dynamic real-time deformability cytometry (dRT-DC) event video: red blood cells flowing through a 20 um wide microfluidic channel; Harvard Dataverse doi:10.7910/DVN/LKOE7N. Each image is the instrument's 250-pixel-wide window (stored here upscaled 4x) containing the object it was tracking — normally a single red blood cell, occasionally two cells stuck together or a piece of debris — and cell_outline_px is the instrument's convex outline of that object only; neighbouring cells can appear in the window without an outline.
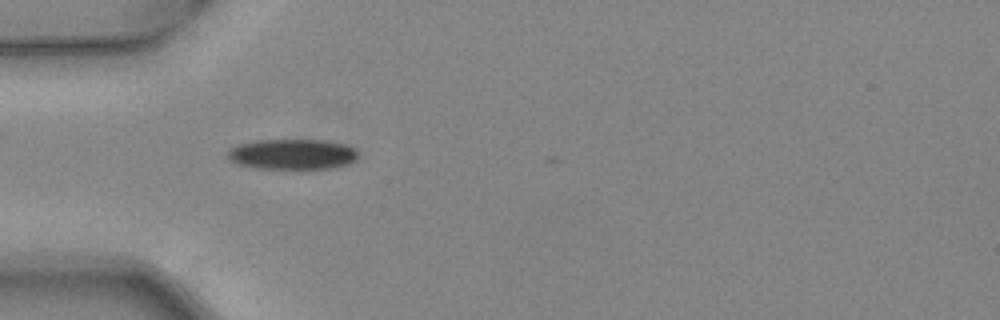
{"species": "common noctule bat (a hibernating species)", "species_latin": "Nyctalus noctula", "temperature_condition": "warm", "stored_images_in_passage": 13, "camera_frame_rate_fps": 3000, "um_per_image_px": 0.085, "animal": {"sex": "female", "body_mass_g": 24.6, "forearm_length_mm": 56.2}, "frame": {"image": 1, "passage_image": 6, "time_ms": 1.667, "image_size_px": [1000, 320], "cell_outline_px": [[356, 160], [348, 164], [336, 168], [256, 168], [236, 164], [228, 160], [228, 148], [236, 144], [256, 140], [324, 140], [344, 144], [356, 148]], "centroid_in_image_um": [24.81, 13.1], "position_along_channel_um": 60.2, "area_um2": 23.29}}
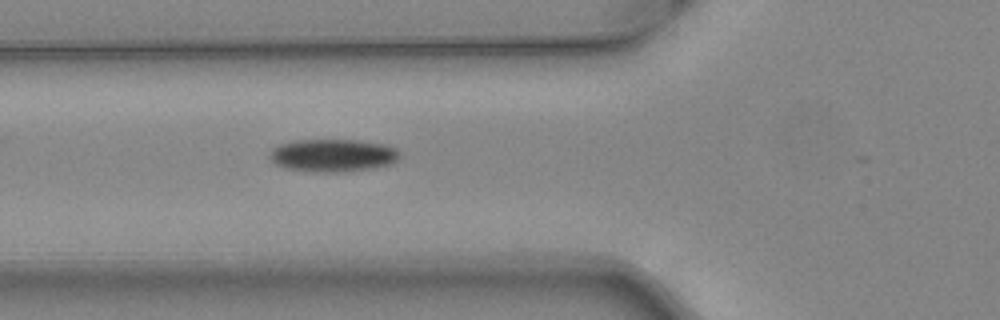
{"frame": {"image": 2, "passage_image": 9, "time_ms": 2.667, "image_size_px": [1000, 320], "cell_outline_px": [[400, 156], [392, 164], [372, 168], [348, 172], [312, 172], [288, 168], [276, 164], [268, 156], [272, 148], [276, 144], [296, 140], [360, 140], [388, 144], [396, 148], [400, 152]], "centroid_in_image_um": [28.32, 13.2], "position_along_channel_um": 97.5, "area_um2": 25.2}}
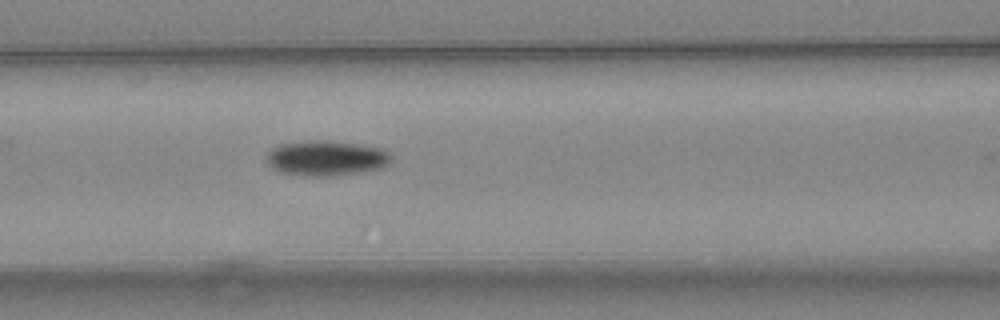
{"frame": {"image": 3, "passage_image": 12, "time_ms": 3.667, "image_size_px": [1000, 320], "cell_outline_px": [[392, 160], [388, 164], [380, 168], [360, 172], [336, 176], [300, 176], [280, 172], [272, 168], [264, 160], [264, 156], [272, 148], [280, 144], [312, 140], [328, 140], [356, 144], [380, 148], [388, 152], [392, 156]], "centroid_in_image_um": [27.68, 13.45], "position_along_channel_um": 138.9, "area_um2": 25.84}}